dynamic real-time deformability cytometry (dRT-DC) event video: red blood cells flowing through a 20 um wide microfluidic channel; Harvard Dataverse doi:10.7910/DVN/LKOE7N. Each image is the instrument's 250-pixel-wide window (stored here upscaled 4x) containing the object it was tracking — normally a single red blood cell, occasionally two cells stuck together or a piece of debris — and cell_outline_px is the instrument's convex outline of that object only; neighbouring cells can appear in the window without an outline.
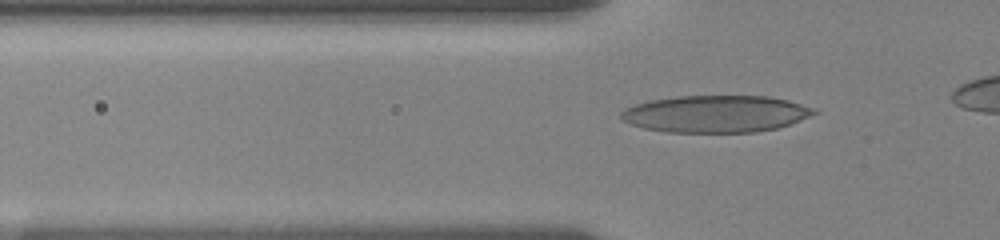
{"species": "human", "species_latin": "Homo sapiens", "temperature_condition": "room temperature", "stored_images_in_passage": 15, "segment_of_instrument_passage": [1, 2], "camera_frame_rate_fps": 3000, "um_per_image_px": 0.085, "donor": {"sex": "female"}, "frame": {"image": 1, "passage_image": 11, "time_ms": 4.0, "image_size_px": [1000, 240], "cell_outline_px": [[820, 112], [800, 120], [776, 128], [756, 132], [668, 132], [644, 128], [628, 124], [620, 116], [620, 112], [624, 108], [648, 100], [676, 96], [768, 96], [788, 100], [816, 108]], "centroid_in_image_um": [60.83, 9.67], "position_along_channel_um": 65.0, "area_um2": 41.79}}